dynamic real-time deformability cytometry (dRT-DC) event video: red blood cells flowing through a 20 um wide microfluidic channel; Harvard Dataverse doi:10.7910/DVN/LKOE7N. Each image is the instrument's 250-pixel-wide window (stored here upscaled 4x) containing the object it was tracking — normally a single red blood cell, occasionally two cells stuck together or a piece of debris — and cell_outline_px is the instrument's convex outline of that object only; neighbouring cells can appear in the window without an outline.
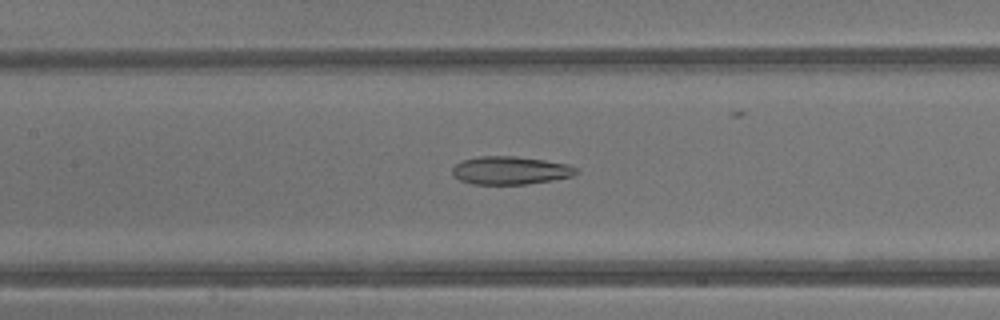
{"species": "common noctule bat (a hibernating species)", "species_latin": "Nyctalus noctula", "temperature_condition": "warm", "stored_images_in_passage": 27, "camera_frame_rate_fps": 3000, "um_per_image_px": 0.085, "animal": {"sex": "male", "body_mass_g": 13.3}, "frame": {"image": 1, "passage_image": 9, "time_ms": 2.667, "image_size_px": [1000, 320], "cell_outline_px": [[576, 172], [572, 176], [552, 180], [524, 184], [472, 184], [460, 180], [452, 172], [452, 168], [456, 164], [464, 160], [480, 156], [512, 156], [544, 160], [568, 164], [576, 168]], "centroid_in_image_um": [43.36, 14.48], "position_along_channel_um": 164.0, "area_um2": 19.94}}
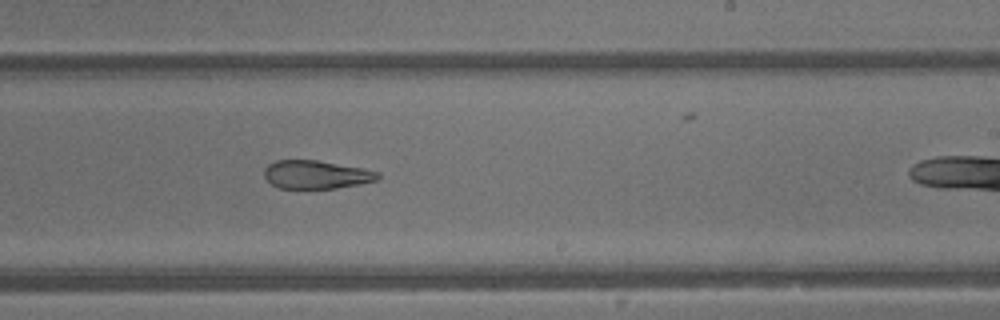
{"frame": {"image": 2, "passage_image": 15, "time_ms": 4.667, "image_size_px": [1000, 320], "cell_outline_px": [[380, 180], [360, 184], [336, 188], [280, 188], [272, 184], [264, 176], [264, 168], [268, 164], [276, 160], [316, 160], [364, 168], [380, 172]], "centroid_in_image_um": [26.91, 14.83], "position_along_channel_um": 262.1, "area_um2": 18.84}}
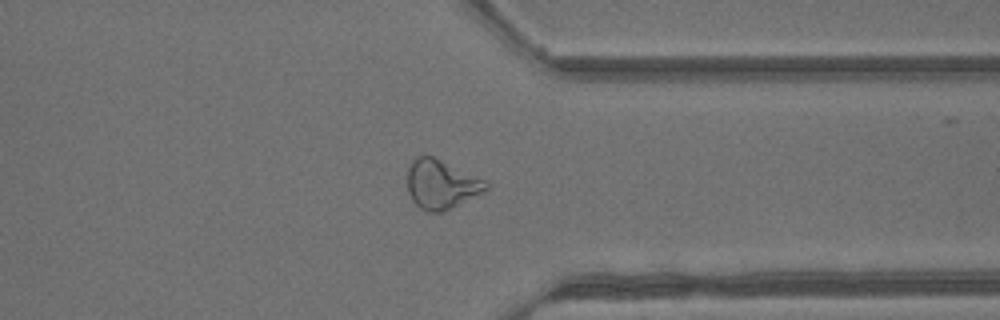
{"frame": {"image": 3, "passage_image": 22, "time_ms": 7.0, "image_size_px": [1000, 320], "cell_outline_px": [[488, 188], [484, 192], [444, 212], [428, 212], [420, 208], [412, 200], [408, 192], [408, 168], [412, 160], [416, 156], [432, 156], [488, 180]], "centroid_in_image_um": [37.53, 15.67], "position_along_channel_um": 373.9, "area_um2": 22.66}, "authors_computed_cell_mechanics": {"area_um2": 21.097, "velocity_mm_per_s": 4.9236, "shape_relaxation_time_tau1_ms": null, "shape_relaxation_time_tau2_ms": 3.842, "deformation_change_tau1": null, "deformation_change_tau2": 0.1533}}